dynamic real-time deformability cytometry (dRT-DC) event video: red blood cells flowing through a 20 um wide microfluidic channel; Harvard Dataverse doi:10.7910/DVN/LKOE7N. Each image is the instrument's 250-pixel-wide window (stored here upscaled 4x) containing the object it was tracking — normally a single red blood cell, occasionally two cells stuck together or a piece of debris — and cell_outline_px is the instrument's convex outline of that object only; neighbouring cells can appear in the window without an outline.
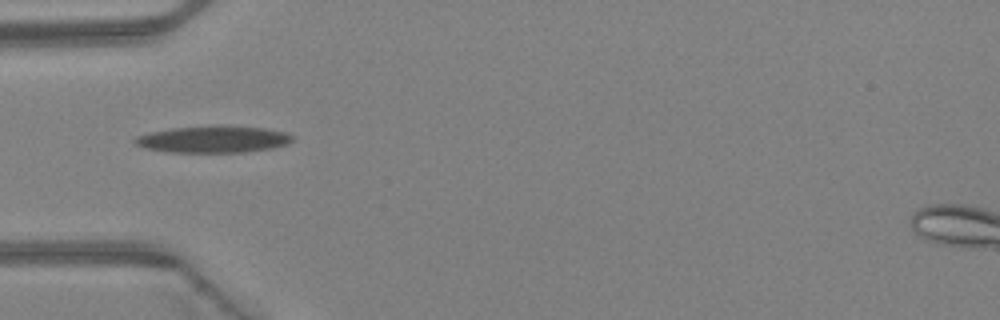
{"species": "Egyptian fruit bat (a non-hibernating species)", "species_latin": "Rousettus aegyptiacus", "temperature_condition": "warm", "stored_images_in_passage": 1, "camera_frame_rate_fps": 3000, "um_per_image_px": 0.085, "animal": {"sex": "female"}, "frame": {"image": 1, "passage_image": 1, "time_ms": 0.0, "image_size_px": [1000, 320], "cell_outline_px": [[292, 140], [288, 144], [272, 148], [244, 152], [164, 152], [144, 148], [136, 144], [132, 140], [136, 136], [148, 132], [172, 128], [220, 124], [228, 124], [264, 128], [284, 132], [292, 136]], "centroid_in_image_um": [18.09, 11.82], "position_along_channel_um": 66.9, "area_um2": 25.09}}